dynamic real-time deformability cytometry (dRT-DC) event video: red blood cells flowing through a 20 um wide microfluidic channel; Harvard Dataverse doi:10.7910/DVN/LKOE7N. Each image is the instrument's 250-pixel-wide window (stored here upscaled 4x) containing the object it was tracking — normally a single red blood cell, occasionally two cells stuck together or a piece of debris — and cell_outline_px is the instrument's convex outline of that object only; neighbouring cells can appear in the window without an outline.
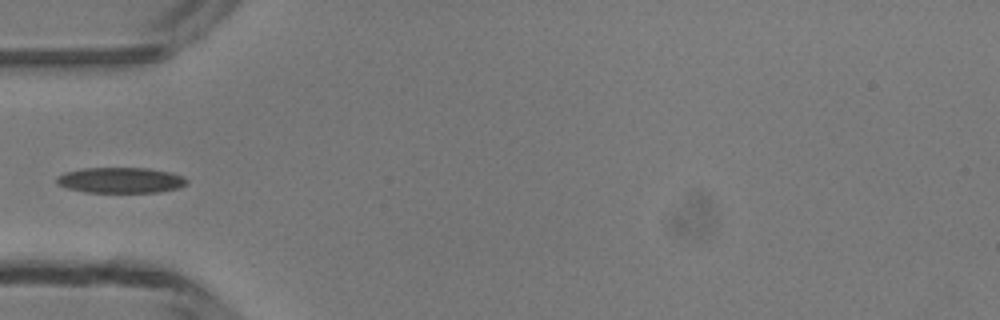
{"species": "common noctule bat (a hibernating species)", "species_latin": "Nyctalus noctula", "temperature_condition": "room temperature", "stored_images_in_passage": 4, "camera_frame_rate_fps": 3000, "um_per_image_px": 0.085, "animal": {"sex": "male", "body_mass_g": 13.3}, "frame": {"image": 1, "passage_image": 4, "time_ms": 3.333, "image_size_px": [1000, 320], "cell_outline_px": [[188, 184], [180, 188], [160, 192], [84, 192], [68, 188], [60, 184], [56, 180], [56, 176], [64, 172], [84, 168], [148, 168], [172, 172], [184, 176], [188, 180]], "centroid_in_image_um": [10.32, 15.31], "position_along_channel_um": 74.7, "area_um2": 19.59}}